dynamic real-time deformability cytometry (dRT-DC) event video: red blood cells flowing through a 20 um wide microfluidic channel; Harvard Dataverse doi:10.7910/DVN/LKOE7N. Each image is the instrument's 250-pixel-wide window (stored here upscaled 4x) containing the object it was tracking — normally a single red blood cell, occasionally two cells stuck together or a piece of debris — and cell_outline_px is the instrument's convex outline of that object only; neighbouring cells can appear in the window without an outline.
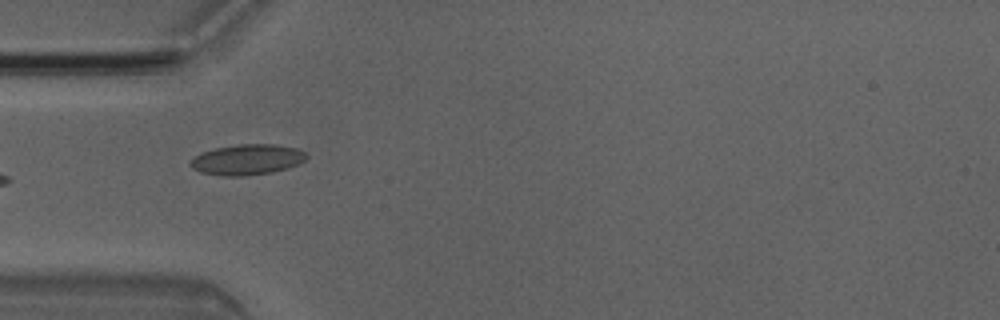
{"species": "Egyptian fruit bat (a non-hibernating species)", "species_latin": "Rousettus aegyptiacus", "temperature_condition": "room temperature", "stored_images_in_passage": 7, "camera_frame_rate_fps": 3000, "um_per_image_px": 0.085, "animal": {"sex": "male"}, "frame": {"image": 1, "passage_image": 5, "time_ms": 1.333, "image_size_px": [1000, 320], "cell_outline_px": [[308, 156], [304, 160], [288, 168], [272, 172], [244, 176], [224, 176], [200, 172], [192, 168], [188, 164], [200, 152], [216, 148], [240, 144], [276, 144], [296, 148], [304, 152]], "centroid_in_image_um": [20.99, 13.56], "position_along_channel_um": 64.0, "area_um2": 20.58}}